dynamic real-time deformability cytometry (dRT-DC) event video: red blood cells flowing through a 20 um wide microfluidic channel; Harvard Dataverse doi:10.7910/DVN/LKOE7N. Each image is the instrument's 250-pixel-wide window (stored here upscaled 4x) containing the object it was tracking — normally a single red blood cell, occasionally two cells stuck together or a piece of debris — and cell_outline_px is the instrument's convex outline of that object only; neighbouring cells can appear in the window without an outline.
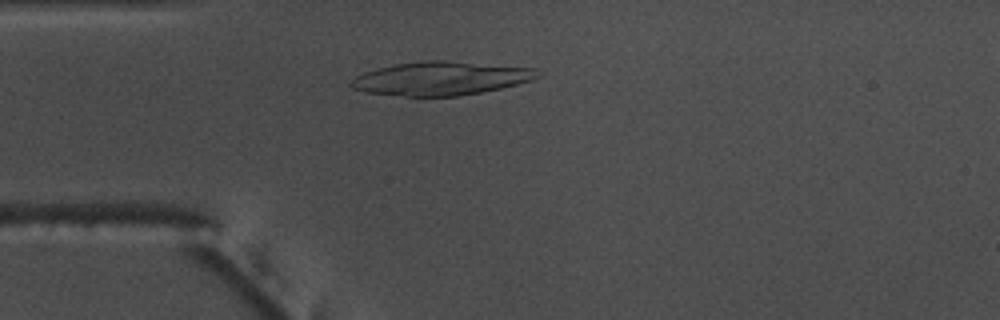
{"species": "common noctule bat (a hibernating species)", "species_latin": "Nyctalus noctula", "temperature_condition": "warm", "stored_images_in_passage": 52, "camera_frame_rate_fps": 3000, "um_per_image_px": 0.085, "animal": {"sex": "male", "body_mass_g": 17.5, "forearm_length_mm": 52.3}, "frame": {"image": 1, "passage_image": 13, "time_ms": 4.0, "image_size_px": [1000, 320], "cell_outline_px": [[540, 76], [532, 80], [500, 88], [480, 92], [456, 96], [404, 96], [368, 92], [352, 88], [348, 84], [356, 76], [364, 72], [376, 68], [396, 64], [424, 60], [448, 60], [532, 68], [540, 72]], "centroid_in_image_um": [37.45, 6.65], "position_along_channel_um": 47.6, "area_um2": 36.3}}